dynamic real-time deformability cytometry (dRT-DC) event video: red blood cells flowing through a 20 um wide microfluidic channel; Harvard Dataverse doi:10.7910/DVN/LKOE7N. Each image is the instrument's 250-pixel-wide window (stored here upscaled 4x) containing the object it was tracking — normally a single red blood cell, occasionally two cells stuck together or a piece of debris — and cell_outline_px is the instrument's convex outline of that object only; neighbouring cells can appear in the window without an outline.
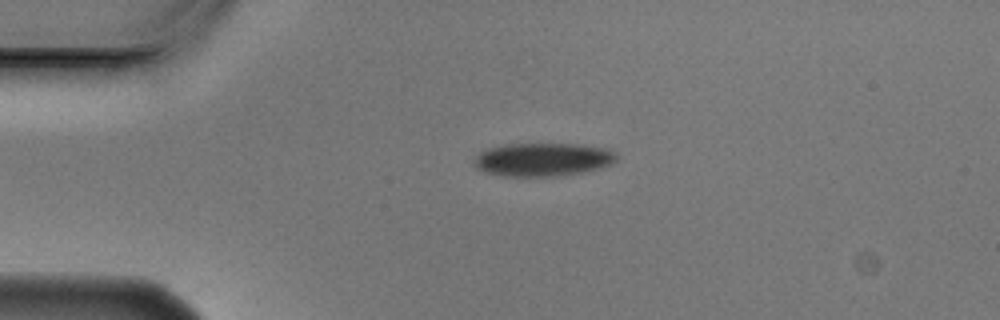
{"species": "Egyptian fruit bat (a non-hibernating species)", "species_latin": "Rousettus aegyptiacus", "temperature_condition": "cold", "stored_images_in_passage": 2, "camera_frame_rate_fps": 3000, "um_per_image_px": 0.085, "animal": {"sex": "male"}, "frame": {"image": 1, "passage_image": 1, "time_ms": 0.0, "image_size_px": [1000, 320], "cell_outline_px": [[620, 160], [612, 164], [600, 168], [584, 172], [556, 176], [500, 176], [484, 172], [476, 168], [472, 164], [476, 156], [480, 152], [488, 148], [504, 144], [576, 144], [608, 148], [616, 152], [620, 156]], "centroid_in_image_um": [46.18, 13.56], "position_along_channel_um": 38.8, "area_um2": 28.15}}